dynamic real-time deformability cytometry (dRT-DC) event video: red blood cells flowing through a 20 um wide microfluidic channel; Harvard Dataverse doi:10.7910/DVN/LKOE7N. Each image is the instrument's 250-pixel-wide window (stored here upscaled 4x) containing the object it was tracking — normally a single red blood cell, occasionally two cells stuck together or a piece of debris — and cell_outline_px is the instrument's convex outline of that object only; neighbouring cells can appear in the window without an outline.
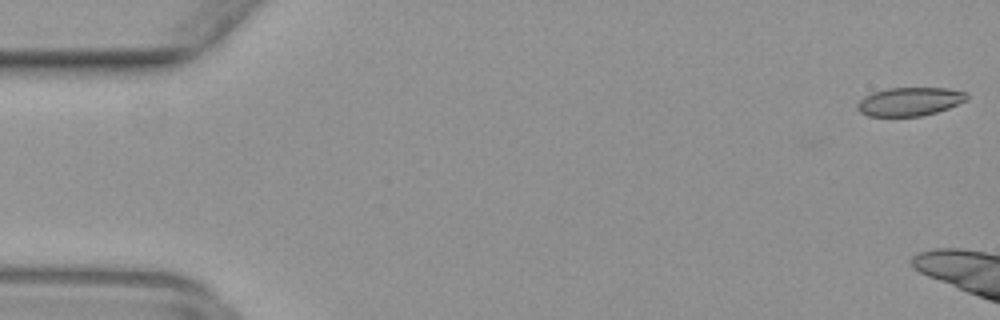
{"species": "common noctule bat (a hibernating species)", "species_latin": "Nyctalus noctula", "temperature_condition": "warm", "stored_images_in_passage": 7, "camera_frame_rate_fps": 3000, "um_per_image_px": 0.085, "animal": {"sex": "female", "body_mass_g": 29.2, "forearm_length_mm": 56.3}, "frame": {"image": 1, "passage_image": 1, "time_ms": 0.0, "image_size_px": [1000, 320], "cell_outline_px": [[968, 100], [948, 108], [936, 112], [920, 116], [868, 116], [860, 112], [856, 108], [856, 104], [864, 96], [872, 92], [888, 88], [948, 88], [968, 92]], "centroid_in_image_um": [77.33, 8.63], "position_along_channel_um": 7.7, "area_um2": 18.32}}